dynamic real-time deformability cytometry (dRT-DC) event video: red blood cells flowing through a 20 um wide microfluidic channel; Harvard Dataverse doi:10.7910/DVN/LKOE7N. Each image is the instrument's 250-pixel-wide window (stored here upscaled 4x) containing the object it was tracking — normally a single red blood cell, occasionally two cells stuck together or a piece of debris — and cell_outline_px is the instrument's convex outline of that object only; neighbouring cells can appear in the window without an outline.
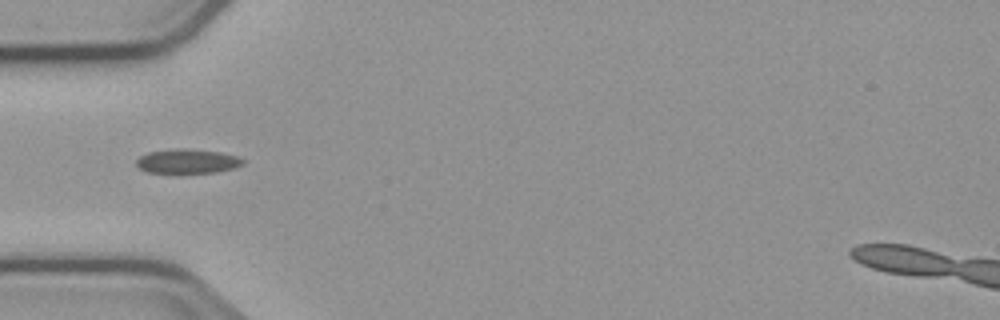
{"species": "common noctule bat (a hibernating species)", "species_latin": "Nyctalus noctula", "temperature_condition": "cold", "stored_images_in_passage": 3, "camera_frame_rate_fps": 3000, "um_per_image_px": 0.085, "animal": {"sex": "male", "body_mass_g": 23.1, "forearm_length_mm": 52.7}, "frame": {"image": 1, "passage_image": 1, "time_ms": 0.0, "image_size_px": [1000, 320], "cell_outline_px": [[244, 164], [232, 168], [216, 172], [148, 172], [140, 168], [136, 164], [136, 160], [140, 156], [148, 152], [176, 148], [184, 148], [220, 152], [236, 156], [244, 160]], "centroid_in_image_um": [15.92, 13.69], "position_along_channel_um": 69.1, "area_um2": 14.85}}
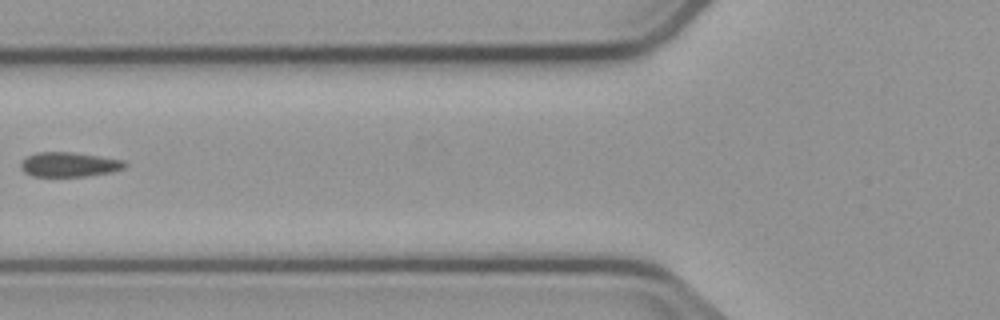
{"frame": {"image": 2, "passage_image": 2, "time_ms": 1.333, "image_size_px": [1000, 320], "cell_outline_px": [[128, 164], [124, 168], [112, 172], [84, 176], [32, 176], [24, 172], [20, 168], [20, 164], [28, 156], [36, 152], [72, 152], [124, 160]], "centroid_in_image_um": [5.88, 13.98], "position_along_channel_um": 119.9, "area_um2": 14.85}}
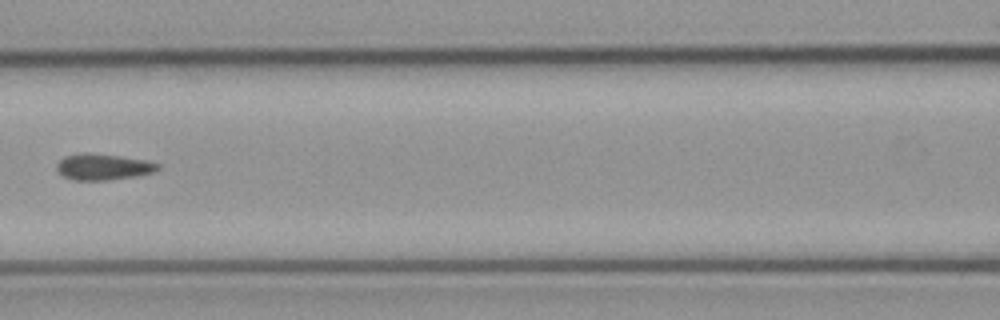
{"frame": {"image": 3, "passage_image": 3, "time_ms": 2.333, "image_size_px": [1000, 320], "cell_outline_px": [[160, 168], [152, 172], [140, 176], [108, 180], [72, 180], [64, 176], [56, 168], [56, 164], [64, 156], [84, 152], [88, 152], [120, 156], [144, 160], [160, 164]], "centroid_in_image_um": [8.76, 14.18], "position_along_channel_um": 157.8, "area_um2": 15.49}}